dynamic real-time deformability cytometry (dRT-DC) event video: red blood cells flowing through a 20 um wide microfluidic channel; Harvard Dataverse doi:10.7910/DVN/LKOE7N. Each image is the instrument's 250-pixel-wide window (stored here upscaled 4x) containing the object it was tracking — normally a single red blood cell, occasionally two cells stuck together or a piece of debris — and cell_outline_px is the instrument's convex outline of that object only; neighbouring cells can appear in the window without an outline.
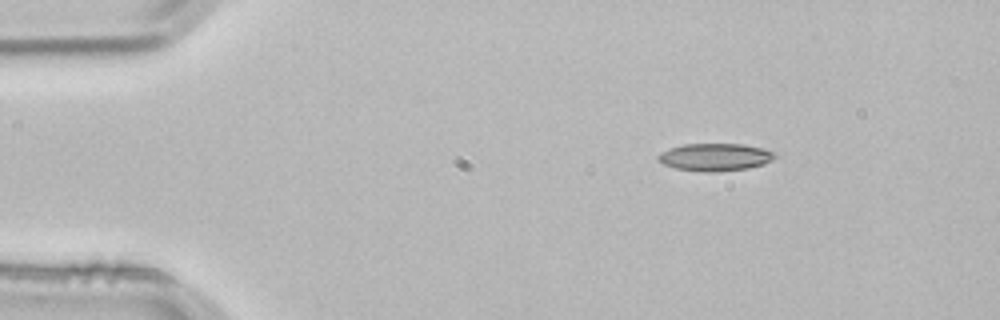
{"species": "common noctule bat (a hibernating species)", "species_latin": "Nyctalus noctula", "temperature_condition": "room temperature", "stored_images_in_passage": 3, "camera_frame_rate_fps": 3000, "um_per_image_px": 0.085, "animal": {"sex": "male", "body_mass_g": 21.5, "forearm_length_mm": 52.0}, "frame": {"image": 1, "passage_image": 1, "time_ms": 0.0, "image_size_px": [1000, 320], "cell_outline_px": [[776, 156], [772, 160], [764, 164], [748, 168], [716, 172], [700, 172], [676, 168], [664, 164], [656, 156], [660, 152], [668, 148], [684, 144], [744, 144], [764, 148], [776, 152]], "centroid_in_image_um": [60.8, 13.35], "position_along_channel_um": 24.2, "area_um2": 18.9}}
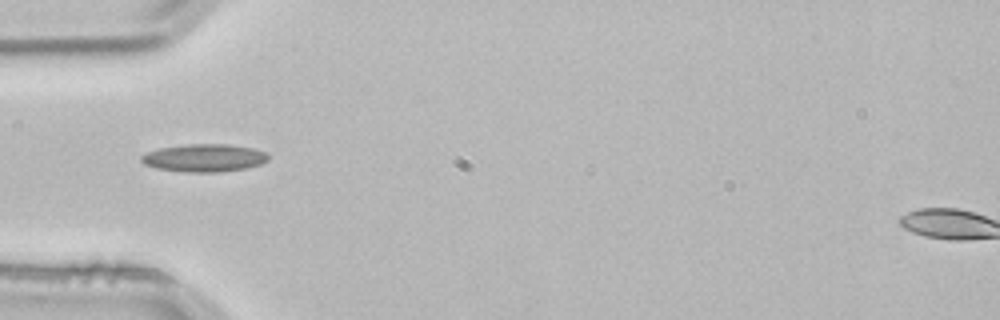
{"frame": {"image": 2, "passage_image": 3, "time_ms": 0.667, "image_size_px": [1000, 320], "cell_outline_px": [[268, 160], [260, 164], [248, 168], [220, 172], [184, 172], [156, 168], [144, 164], [140, 160], [140, 156], [148, 152], [160, 148], [188, 144], [228, 144], [252, 148], [264, 152], [268, 156]], "centroid_in_image_um": [17.35, 13.43], "position_along_channel_um": 67.7, "area_um2": 20.52}}